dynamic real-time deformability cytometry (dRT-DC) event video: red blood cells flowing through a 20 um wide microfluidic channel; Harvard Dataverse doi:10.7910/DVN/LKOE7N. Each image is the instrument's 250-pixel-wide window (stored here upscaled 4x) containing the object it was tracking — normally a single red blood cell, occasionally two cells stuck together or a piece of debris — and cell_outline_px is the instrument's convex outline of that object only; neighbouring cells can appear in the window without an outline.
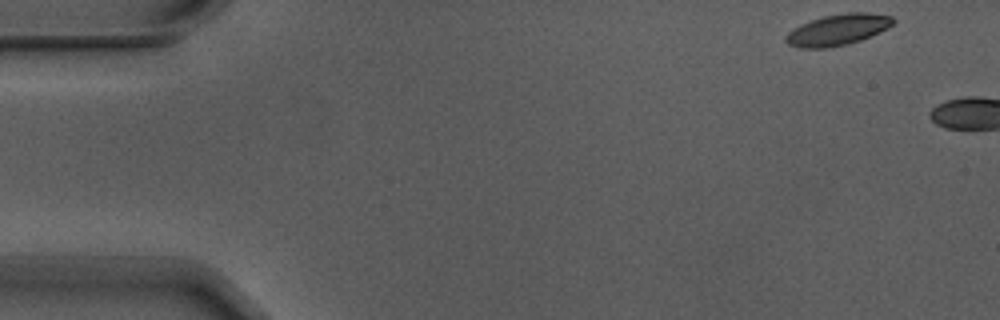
{"species": "Egyptian fruit bat (a non-hibernating species)", "species_latin": "Rousettus aegyptiacus", "temperature_condition": "warm", "stored_images_in_passage": 4, "camera_frame_rate_fps": 3000, "um_per_image_px": 0.085, "animal": {"sex": "male"}, "frame": {"image": 1, "passage_image": 1, "time_ms": 0.0, "image_size_px": [1000, 320], "cell_outline_px": [[896, 20], [888, 28], [880, 32], [860, 40], [848, 44], [824, 48], [800, 48], [788, 44], [784, 40], [784, 36], [788, 32], [800, 24], [824, 16], [848, 12], [868, 12], [892, 16]], "centroid_in_image_um": [71.21, 2.52], "position_along_channel_um": 13.8, "area_um2": 19.48}}